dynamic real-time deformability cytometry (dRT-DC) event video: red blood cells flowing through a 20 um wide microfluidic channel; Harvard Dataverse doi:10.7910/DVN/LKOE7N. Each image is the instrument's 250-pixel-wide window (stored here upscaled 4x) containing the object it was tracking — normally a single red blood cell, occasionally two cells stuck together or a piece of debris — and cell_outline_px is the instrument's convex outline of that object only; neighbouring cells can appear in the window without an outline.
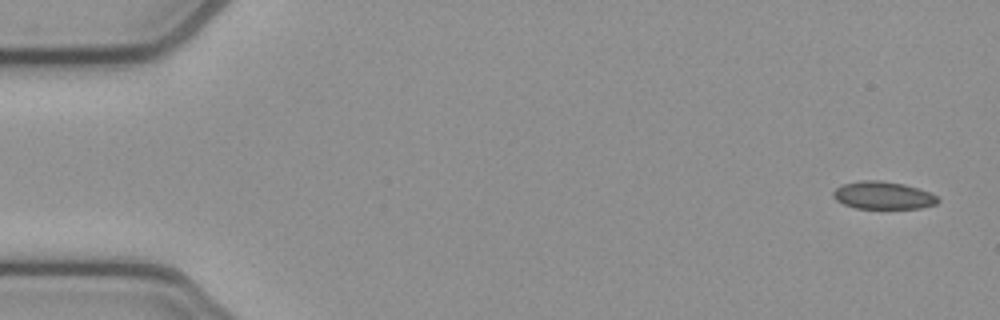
{"species": "common noctule bat (a hibernating species)", "species_latin": "Nyctalus noctula", "temperature_condition": "cold", "stored_images_in_passage": 4, "camera_frame_rate_fps": 3000, "um_per_image_px": 0.085, "animal": {"sex": "female", "body_mass_g": 21.9}, "frame": {"image": 1, "passage_image": 1, "time_ms": 0.0, "image_size_px": [1000, 320], "cell_outline_px": [[940, 200], [936, 204], [920, 208], [856, 208], [844, 204], [836, 200], [832, 196], [832, 192], [836, 188], [844, 184], [860, 180], [880, 180], [904, 184], [928, 192], [936, 196]], "centroid_in_image_um": [75.03, 16.6], "position_along_channel_um": 10.0, "area_um2": 16.7}}